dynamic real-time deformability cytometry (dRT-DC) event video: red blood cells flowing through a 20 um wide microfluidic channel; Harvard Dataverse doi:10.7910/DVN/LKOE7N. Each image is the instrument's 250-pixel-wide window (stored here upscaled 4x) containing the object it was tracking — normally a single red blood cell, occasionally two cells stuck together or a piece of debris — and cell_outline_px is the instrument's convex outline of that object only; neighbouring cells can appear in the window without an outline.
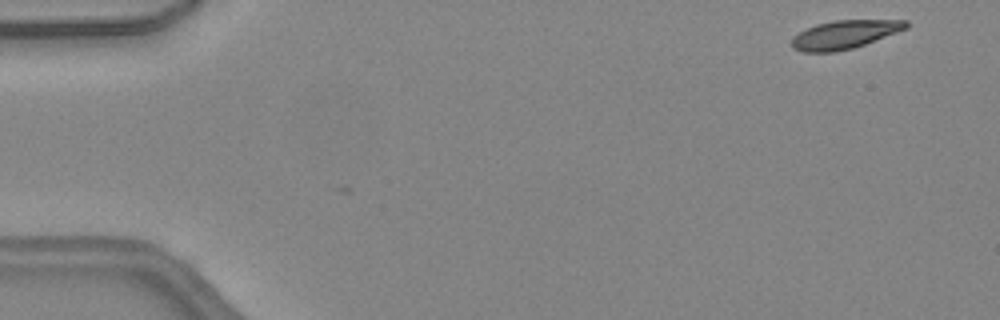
{"species": "common noctule bat (a hibernating species)", "species_latin": "Nyctalus noctula", "temperature_condition": "warm", "stored_images_in_passage": 2, "camera_frame_rate_fps": 3000, "um_per_image_px": 0.085, "animal": {"sex": "female", "body_mass_g": 24.6, "forearm_length_mm": 56.2}, "frame": {"image": 1, "passage_image": 2, "time_ms": 0.333, "image_size_px": [1000, 320], "cell_outline_px": [[908, 28], [864, 44], [852, 48], [836, 52], [804, 52], [792, 48], [792, 36], [816, 24], [836, 20], [908, 20]], "centroid_in_image_um": [71.78, 2.93], "position_along_channel_um": 13.2, "area_um2": 18.79}}